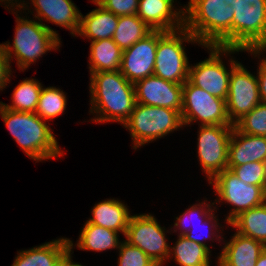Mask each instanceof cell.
<instances>
[{"label": "cell", "instance_id": "obj_1", "mask_svg": "<svg viewBox=\"0 0 266 266\" xmlns=\"http://www.w3.org/2000/svg\"><path fill=\"white\" fill-rule=\"evenodd\" d=\"M90 113L95 123L120 122L124 124L136 105L134 83L118 71H102L90 74Z\"/></svg>", "mask_w": 266, "mask_h": 266}, {"label": "cell", "instance_id": "obj_2", "mask_svg": "<svg viewBox=\"0 0 266 266\" xmlns=\"http://www.w3.org/2000/svg\"><path fill=\"white\" fill-rule=\"evenodd\" d=\"M233 0H189L184 5V27L204 48H232Z\"/></svg>", "mask_w": 266, "mask_h": 266}, {"label": "cell", "instance_id": "obj_3", "mask_svg": "<svg viewBox=\"0 0 266 266\" xmlns=\"http://www.w3.org/2000/svg\"><path fill=\"white\" fill-rule=\"evenodd\" d=\"M0 115L17 144L36 162L63 155L52 129L35 112L6 109Z\"/></svg>", "mask_w": 266, "mask_h": 266}, {"label": "cell", "instance_id": "obj_4", "mask_svg": "<svg viewBox=\"0 0 266 266\" xmlns=\"http://www.w3.org/2000/svg\"><path fill=\"white\" fill-rule=\"evenodd\" d=\"M16 16L13 45L6 41L2 46L10 63L12 58H16L19 70L23 71L46 52L59 49L61 41L58 33L45 23L29 20L27 16L24 18L19 14Z\"/></svg>", "mask_w": 266, "mask_h": 266}, {"label": "cell", "instance_id": "obj_5", "mask_svg": "<svg viewBox=\"0 0 266 266\" xmlns=\"http://www.w3.org/2000/svg\"><path fill=\"white\" fill-rule=\"evenodd\" d=\"M232 48L254 57L266 52V0H233Z\"/></svg>", "mask_w": 266, "mask_h": 266}, {"label": "cell", "instance_id": "obj_6", "mask_svg": "<svg viewBox=\"0 0 266 266\" xmlns=\"http://www.w3.org/2000/svg\"><path fill=\"white\" fill-rule=\"evenodd\" d=\"M123 126L130 131L133 149H137L184 125L181 113L176 110L136 103L129 119Z\"/></svg>", "mask_w": 266, "mask_h": 266}, {"label": "cell", "instance_id": "obj_7", "mask_svg": "<svg viewBox=\"0 0 266 266\" xmlns=\"http://www.w3.org/2000/svg\"><path fill=\"white\" fill-rule=\"evenodd\" d=\"M184 41L200 44L185 27L166 32L158 40L153 75L176 84H184L188 80L190 64Z\"/></svg>", "mask_w": 266, "mask_h": 266}, {"label": "cell", "instance_id": "obj_8", "mask_svg": "<svg viewBox=\"0 0 266 266\" xmlns=\"http://www.w3.org/2000/svg\"><path fill=\"white\" fill-rule=\"evenodd\" d=\"M206 48L210 50L209 58L189 67L188 80L210 95L226 100L231 71L239 62L231 58L230 70H227L221 57L244 50L219 46H206Z\"/></svg>", "mask_w": 266, "mask_h": 266}, {"label": "cell", "instance_id": "obj_9", "mask_svg": "<svg viewBox=\"0 0 266 266\" xmlns=\"http://www.w3.org/2000/svg\"><path fill=\"white\" fill-rule=\"evenodd\" d=\"M183 125L199 121L201 125H233L228 117L226 100L210 95L189 80L183 84Z\"/></svg>", "mask_w": 266, "mask_h": 266}, {"label": "cell", "instance_id": "obj_10", "mask_svg": "<svg viewBox=\"0 0 266 266\" xmlns=\"http://www.w3.org/2000/svg\"><path fill=\"white\" fill-rule=\"evenodd\" d=\"M209 184L214 185L215 192L219 197V200L214 201L215 203L225 201L234 206L226 217L227 224L240 213L266 202V191L261 186L244 183L229 169L216 175Z\"/></svg>", "mask_w": 266, "mask_h": 266}, {"label": "cell", "instance_id": "obj_11", "mask_svg": "<svg viewBox=\"0 0 266 266\" xmlns=\"http://www.w3.org/2000/svg\"><path fill=\"white\" fill-rule=\"evenodd\" d=\"M199 128L198 159L210 182L227 169L228 145L234 125H200Z\"/></svg>", "mask_w": 266, "mask_h": 266}, {"label": "cell", "instance_id": "obj_12", "mask_svg": "<svg viewBox=\"0 0 266 266\" xmlns=\"http://www.w3.org/2000/svg\"><path fill=\"white\" fill-rule=\"evenodd\" d=\"M165 230L153 215L136 214L130 217L125 237L127 242L140 248L158 266H163L170 253Z\"/></svg>", "mask_w": 266, "mask_h": 266}, {"label": "cell", "instance_id": "obj_13", "mask_svg": "<svg viewBox=\"0 0 266 266\" xmlns=\"http://www.w3.org/2000/svg\"><path fill=\"white\" fill-rule=\"evenodd\" d=\"M259 103H261V99L257 76L251 74L244 65L238 63L231 71L226 99L230 122L234 125Z\"/></svg>", "mask_w": 266, "mask_h": 266}, {"label": "cell", "instance_id": "obj_14", "mask_svg": "<svg viewBox=\"0 0 266 266\" xmlns=\"http://www.w3.org/2000/svg\"><path fill=\"white\" fill-rule=\"evenodd\" d=\"M165 31L153 30L130 48L123 50L120 72L132 83L153 75L158 40Z\"/></svg>", "mask_w": 266, "mask_h": 266}, {"label": "cell", "instance_id": "obj_15", "mask_svg": "<svg viewBox=\"0 0 266 266\" xmlns=\"http://www.w3.org/2000/svg\"><path fill=\"white\" fill-rule=\"evenodd\" d=\"M136 103L182 111L183 84L166 81L155 75L134 83Z\"/></svg>", "mask_w": 266, "mask_h": 266}, {"label": "cell", "instance_id": "obj_16", "mask_svg": "<svg viewBox=\"0 0 266 266\" xmlns=\"http://www.w3.org/2000/svg\"><path fill=\"white\" fill-rule=\"evenodd\" d=\"M173 3L174 0H139L137 16L152 30L171 32L182 29L184 7L174 10Z\"/></svg>", "mask_w": 266, "mask_h": 266}, {"label": "cell", "instance_id": "obj_17", "mask_svg": "<svg viewBox=\"0 0 266 266\" xmlns=\"http://www.w3.org/2000/svg\"><path fill=\"white\" fill-rule=\"evenodd\" d=\"M39 22L46 19L59 27L69 29L73 36L79 31L80 11L72 0H30Z\"/></svg>", "mask_w": 266, "mask_h": 266}, {"label": "cell", "instance_id": "obj_18", "mask_svg": "<svg viewBox=\"0 0 266 266\" xmlns=\"http://www.w3.org/2000/svg\"><path fill=\"white\" fill-rule=\"evenodd\" d=\"M225 243L217 258L219 266H256L260 254L266 248L262 242L238 232Z\"/></svg>", "mask_w": 266, "mask_h": 266}, {"label": "cell", "instance_id": "obj_19", "mask_svg": "<svg viewBox=\"0 0 266 266\" xmlns=\"http://www.w3.org/2000/svg\"><path fill=\"white\" fill-rule=\"evenodd\" d=\"M250 162L266 163V137L241 133L234 127L228 145V166Z\"/></svg>", "mask_w": 266, "mask_h": 266}, {"label": "cell", "instance_id": "obj_20", "mask_svg": "<svg viewBox=\"0 0 266 266\" xmlns=\"http://www.w3.org/2000/svg\"><path fill=\"white\" fill-rule=\"evenodd\" d=\"M69 250V239L59 238L18 252L12 266H59Z\"/></svg>", "mask_w": 266, "mask_h": 266}, {"label": "cell", "instance_id": "obj_21", "mask_svg": "<svg viewBox=\"0 0 266 266\" xmlns=\"http://www.w3.org/2000/svg\"><path fill=\"white\" fill-rule=\"evenodd\" d=\"M118 20L119 16L106 10L103 6H98L85 16L80 13V26L76 35L86 37L91 42L112 39Z\"/></svg>", "mask_w": 266, "mask_h": 266}, {"label": "cell", "instance_id": "obj_22", "mask_svg": "<svg viewBox=\"0 0 266 266\" xmlns=\"http://www.w3.org/2000/svg\"><path fill=\"white\" fill-rule=\"evenodd\" d=\"M91 213L92 218L87 220L89 223L121 232L125 236L131 215L124 203L114 198L107 199L95 204Z\"/></svg>", "mask_w": 266, "mask_h": 266}, {"label": "cell", "instance_id": "obj_23", "mask_svg": "<svg viewBox=\"0 0 266 266\" xmlns=\"http://www.w3.org/2000/svg\"><path fill=\"white\" fill-rule=\"evenodd\" d=\"M121 48L113 39L96 40L90 44L89 71L91 73L102 71H118L122 62Z\"/></svg>", "mask_w": 266, "mask_h": 266}, {"label": "cell", "instance_id": "obj_24", "mask_svg": "<svg viewBox=\"0 0 266 266\" xmlns=\"http://www.w3.org/2000/svg\"><path fill=\"white\" fill-rule=\"evenodd\" d=\"M119 233L101 227L96 224L89 223L88 221L85 223L83 229L80 232L78 243L75 244L81 250L88 251H105L110 249H119L120 241L118 238Z\"/></svg>", "mask_w": 266, "mask_h": 266}, {"label": "cell", "instance_id": "obj_25", "mask_svg": "<svg viewBox=\"0 0 266 266\" xmlns=\"http://www.w3.org/2000/svg\"><path fill=\"white\" fill-rule=\"evenodd\" d=\"M228 225L243 236L262 242L266 246V202L240 213Z\"/></svg>", "mask_w": 266, "mask_h": 266}, {"label": "cell", "instance_id": "obj_26", "mask_svg": "<svg viewBox=\"0 0 266 266\" xmlns=\"http://www.w3.org/2000/svg\"><path fill=\"white\" fill-rule=\"evenodd\" d=\"M173 247H170L168 260L174 257L179 266H210V250L199 243L178 235Z\"/></svg>", "mask_w": 266, "mask_h": 266}, {"label": "cell", "instance_id": "obj_27", "mask_svg": "<svg viewBox=\"0 0 266 266\" xmlns=\"http://www.w3.org/2000/svg\"><path fill=\"white\" fill-rule=\"evenodd\" d=\"M152 31L137 15L119 16L112 39L123 51L130 48L138 40L145 38Z\"/></svg>", "mask_w": 266, "mask_h": 266}, {"label": "cell", "instance_id": "obj_28", "mask_svg": "<svg viewBox=\"0 0 266 266\" xmlns=\"http://www.w3.org/2000/svg\"><path fill=\"white\" fill-rule=\"evenodd\" d=\"M42 87L38 80L24 78L13 90L12 104L0 102V105L14 111L35 112Z\"/></svg>", "mask_w": 266, "mask_h": 266}, {"label": "cell", "instance_id": "obj_29", "mask_svg": "<svg viewBox=\"0 0 266 266\" xmlns=\"http://www.w3.org/2000/svg\"><path fill=\"white\" fill-rule=\"evenodd\" d=\"M66 95L63 90L53 86L43 88L35 113L43 120L58 118L66 110Z\"/></svg>", "mask_w": 266, "mask_h": 266}, {"label": "cell", "instance_id": "obj_30", "mask_svg": "<svg viewBox=\"0 0 266 266\" xmlns=\"http://www.w3.org/2000/svg\"><path fill=\"white\" fill-rule=\"evenodd\" d=\"M234 127L241 133L266 137V104L259 103L251 112L238 120Z\"/></svg>", "mask_w": 266, "mask_h": 266}, {"label": "cell", "instance_id": "obj_31", "mask_svg": "<svg viewBox=\"0 0 266 266\" xmlns=\"http://www.w3.org/2000/svg\"><path fill=\"white\" fill-rule=\"evenodd\" d=\"M227 169L244 183L261 186L266 191V163L250 162L244 165L227 166Z\"/></svg>", "mask_w": 266, "mask_h": 266}, {"label": "cell", "instance_id": "obj_32", "mask_svg": "<svg viewBox=\"0 0 266 266\" xmlns=\"http://www.w3.org/2000/svg\"><path fill=\"white\" fill-rule=\"evenodd\" d=\"M118 250V266H158L145 252L126 240L120 243Z\"/></svg>", "mask_w": 266, "mask_h": 266}, {"label": "cell", "instance_id": "obj_33", "mask_svg": "<svg viewBox=\"0 0 266 266\" xmlns=\"http://www.w3.org/2000/svg\"><path fill=\"white\" fill-rule=\"evenodd\" d=\"M213 205L214 203L208 204L207 202L205 203V201L199 204H193L192 207L190 206V208L186 209L187 211L183 212V214H181L179 217H176V222L174 223L173 227H176V229L180 230L179 235H184L190 230L191 227L186 226L189 223L188 218L190 219V217H196L198 220L200 219L198 224H203L204 221H206L213 214V211H215L216 206L212 210Z\"/></svg>", "mask_w": 266, "mask_h": 266}, {"label": "cell", "instance_id": "obj_34", "mask_svg": "<svg viewBox=\"0 0 266 266\" xmlns=\"http://www.w3.org/2000/svg\"><path fill=\"white\" fill-rule=\"evenodd\" d=\"M102 6L117 16L137 15L139 0H108Z\"/></svg>", "mask_w": 266, "mask_h": 266}, {"label": "cell", "instance_id": "obj_35", "mask_svg": "<svg viewBox=\"0 0 266 266\" xmlns=\"http://www.w3.org/2000/svg\"><path fill=\"white\" fill-rule=\"evenodd\" d=\"M217 222H218V219H216L215 214L213 213L206 221H204V224H202V225L206 226L207 230H208L207 224H209V228H210V226H211V228L214 226L213 227V229L215 228L214 231L219 233V229H217V228H221V226L218 227L219 223H217ZM193 226H195V225H193ZM196 229H198V228H196ZM215 232H213V233L208 232L209 234H207V236L204 234H203V236L198 235V234H197L198 236H196L194 227L193 228L191 227L190 230L188 232H186L183 236L186 237L187 239L191 240V241H194V242L199 243L203 246H206L210 250L209 246H207L208 244H206L205 242L208 238L211 239L210 235H212V234L214 235ZM200 234H202V233H200ZM203 240H205V242H203Z\"/></svg>", "mask_w": 266, "mask_h": 266}, {"label": "cell", "instance_id": "obj_36", "mask_svg": "<svg viewBox=\"0 0 266 266\" xmlns=\"http://www.w3.org/2000/svg\"><path fill=\"white\" fill-rule=\"evenodd\" d=\"M11 72L10 60L0 44V90L3 91L7 83H10Z\"/></svg>", "mask_w": 266, "mask_h": 266}, {"label": "cell", "instance_id": "obj_37", "mask_svg": "<svg viewBox=\"0 0 266 266\" xmlns=\"http://www.w3.org/2000/svg\"><path fill=\"white\" fill-rule=\"evenodd\" d=\"M257 71L260 99L266 104V58L261 59Z\"/></svg>", "mask_w": 266, "mask_h": 266}, {"label": "cell", "instance_id": "obj_38", "mask_svg": "<svg viewBox=\"0 0 266 266\" xmlns=\"http://www.w3.org/2000/svg\"><path fill=\"white\" fill-rule=\"evenodd\" d=\"M69 243H70V250L65 254V256L61 259L60 263H59V266H83L79 263H75L73 260H72V256H71V252H72V249H73V242L72 240L69 239Z\"/></svg>", "mask_w": 266, "mask_h": 266}, {"label": "cell", "instance_id": "obj_39", "mask_svg": "<svg viewBox=\"0 0 266 266\" xmlns=\"http://www.w3.org/2000/svg\"><path fill=\"white\" fill-rule=\"evenodd\" d=\"M256 266H266V248L260 254V256L256 262Z\"/></svg>", "mask_w": 266, "mask_h": 266}, {"label": "cell", "instance_id": "obj_40", "mask_svg": "<svg viewBox=\"0 0 266 266\" xmlns=\"http://www.w3.org/2000/svg\"><path fill=\"white\" fill-rule=\"evenodd\" d=\"M108 0H92V3L94 2L97 6H102L105 4Z\"/></svg>", "mask_w": 266, "mask_h": 266}]
</instances>
